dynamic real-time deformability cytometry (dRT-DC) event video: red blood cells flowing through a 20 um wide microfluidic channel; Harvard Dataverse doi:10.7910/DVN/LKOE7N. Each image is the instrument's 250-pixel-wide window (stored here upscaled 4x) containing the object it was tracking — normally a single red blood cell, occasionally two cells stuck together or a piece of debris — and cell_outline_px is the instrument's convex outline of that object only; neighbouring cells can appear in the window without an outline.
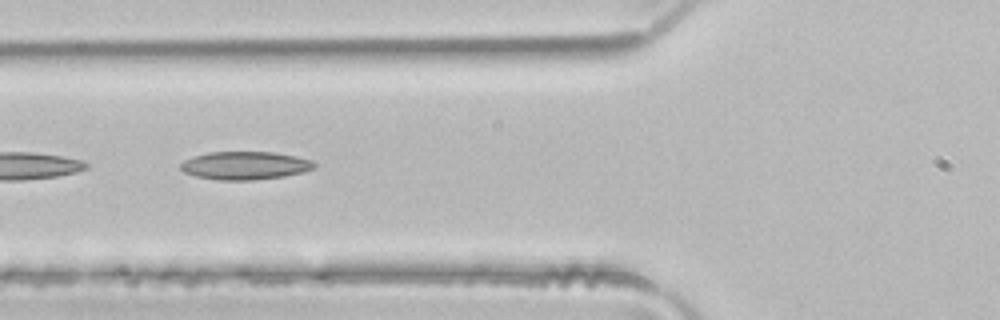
{"species": "common noctule bat (a hibernating species)", "species_latin": "Nyctalus noctula", "temperature_condition": "room temperature", "stored_images_in_passage": 5, "camera_frame_rate_fps": 3000, "um_per_image_px": 0.085, "animal": {"sex": "male", "body_mass_g": 21.5, "forearm_length_mm": 52.0}, "frame": {"image": 1, "passage_image": 4, "time_ms": 1.0, "image_size_px": [1000, 320], "cell_outline_px": [[316, 168], [304, 172], [284, 176], [256, 180], [216, 180], [196, 176], [184, 172], [180, 168], [180, 164], [184, 160], [192, 156], [208, 152], [276, 152], [296, 156], [312, 160], [316, 164]], "centroid_in_image_um": [20.84, 14.07], "position_along_channel_um": 105.0, "area_um2": 22.14}}
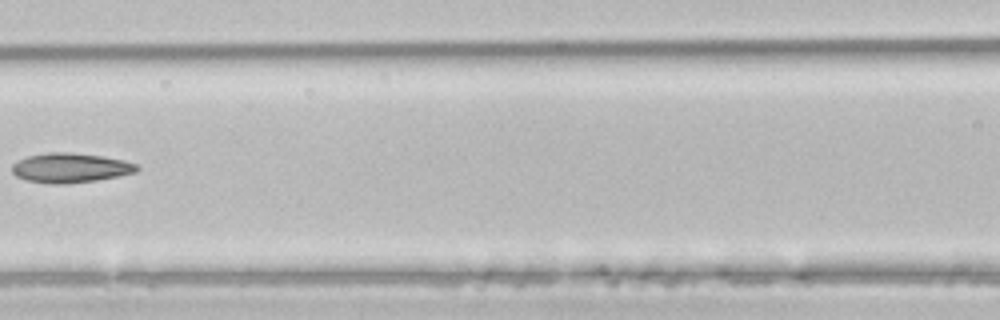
{"frame": {"image": 2, "passage_image": 5, "time_ms": 1.333, "image_size_px": [1000, 320], "cell_outline_px": [[140, 168], [136, 172], [96, 180], [64, 184], [52, 184], [28, 180], [16, 176], [12, 172], [12, 164], [16, 160], [28, 156], [48, 152], [72, 152], [104, 156], [124, 160], [136, 164]], "centroid_in_image_um": [5.97, 14.25], "position_along_channel_um": 160.6, "area_um2": 21.56}}